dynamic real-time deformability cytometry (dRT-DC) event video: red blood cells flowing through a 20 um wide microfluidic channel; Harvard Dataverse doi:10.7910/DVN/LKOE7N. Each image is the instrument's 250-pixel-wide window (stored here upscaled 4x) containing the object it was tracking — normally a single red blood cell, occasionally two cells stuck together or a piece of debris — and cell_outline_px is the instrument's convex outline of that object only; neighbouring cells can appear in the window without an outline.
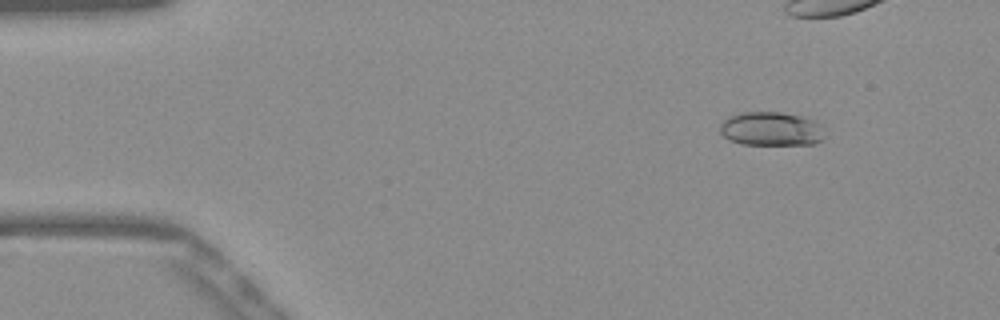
{"species": "Egyptian fruit bat (a non-hibernating species)", "species_latin": "Rousettus aegyptiacus", "temperature_condition": "warm", "stored_images_in_passage": 53, "camera_frame_rate_fps": 3000, "um_per_image_px": 0.085, "frame": {"image": 1, "passage_image": 6, "time_ms": 1.667, "image_size_px": [1000, 320], "cell_outline_px": [[824, 136], [820, 140], [812, 144], [740, 144], [728, 140], [720, 132], [720, 124], [728, 116], [740, 112], [780, 112], [800, 116], [812, 120], [820, 124]], "centroid_in_image_um": [65.49, 10.95], "position_along_channel_um": 19.5, "area_um2": 20.58}}
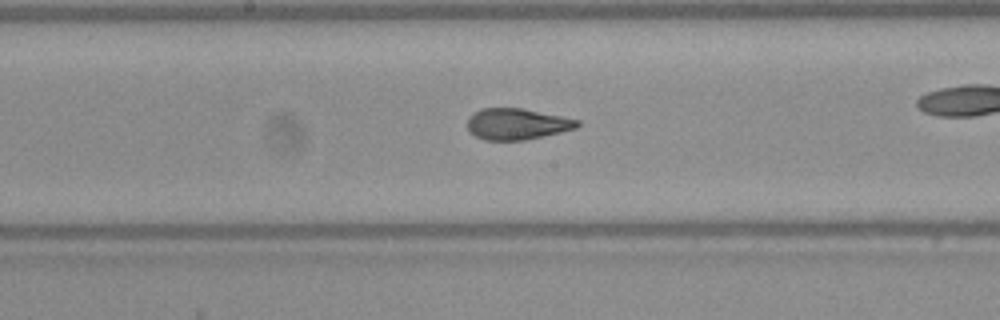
{"frame": {"image": 2, "passage_image": 27, "time_ms": 8.667, "image_size_px": [1000, 320], "cell_outline_px": [[580, 124], [576, 128], [560, 132], [524, 140], [484, 140], [468, 132], [468, 116], [480, 108], [520, 108], [580, 120]], "centroid_in_image_um": [43.9, 10.54], "position_along_channel_um": 204.3, "area_um2": 19.88}}
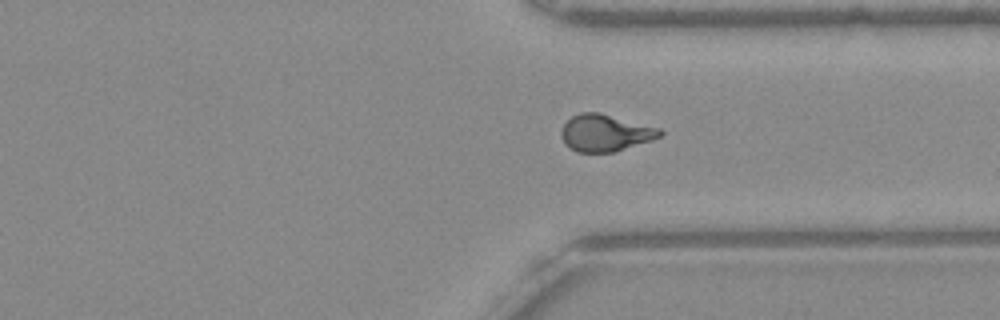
{"frame": {"image": 3, "passage_image": 39, "time_ms": 12.667, "image_size_px": [1000, 320], "cell_outline_px": [[664, 136], [652, 140], [612, 152], [576, 152], [568, 148], [564, 144], [560, 136], [560, 132], [564, 124], [572, 116], [580, 112], [600, 112], [660, 128], [664, 132]], "centroid_in_image_um": [51.44, 11.29], "position_along_channel_um": 360.0, "area_um2": 21.44}, "authors_computed_cell_mechanics": {"area_um2": 20.808, "velocity_mm_per_s": 3.8935, "shape_relaxation_time_tau1_ms": 7.3115, "shape_relaxation_time_tau2_ms": 1.0352, "deformation_change_tau1": 0.2158, "deformation_change_tau2": 0.0789}}